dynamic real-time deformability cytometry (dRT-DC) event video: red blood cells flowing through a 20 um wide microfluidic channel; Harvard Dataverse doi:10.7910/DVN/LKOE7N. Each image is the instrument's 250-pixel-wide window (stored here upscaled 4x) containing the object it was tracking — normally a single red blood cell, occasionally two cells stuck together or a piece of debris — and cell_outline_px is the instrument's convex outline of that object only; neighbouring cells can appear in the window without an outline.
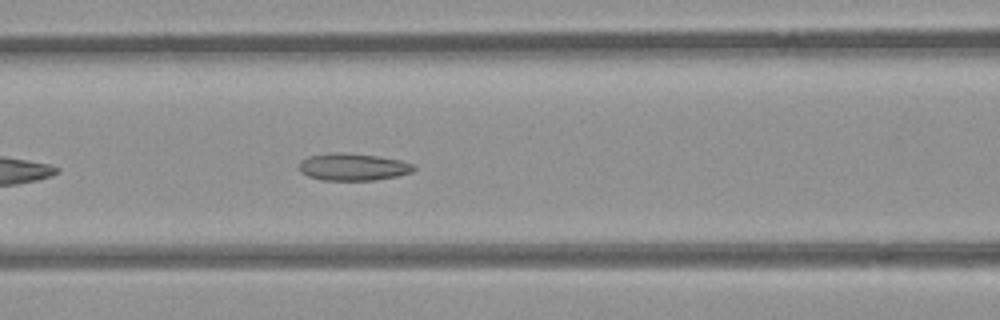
{"species": "common noctule bat (a hibernating species)", "species_latin": "Nyctalus noctula", "temperature_condition": "room temperature", "stored_images_in_passage": 39, "camera_frame_rate_fps": 3000, "um_per_image_px": 0.085, "animal": {"sex": "female", "body_mass_g": 21.9}, "frame": {"image": 1, "passage_image": 9, "time_ms": 2.667, "image_size_px": [1000, 320], "cell_outline_px": [[416, 168], [412, 172], [396, 176], [372, 180], [320, 180], [308, 176], [300, 172], [300, 160], [308, 156], [328, 152], [344, 152], [376, 156], [400, 160], [412, 164]], "centroid_in_image_um": [29.96, 14.18], "position_along_channel_um": 136.6, "area_um2": 18.21}}
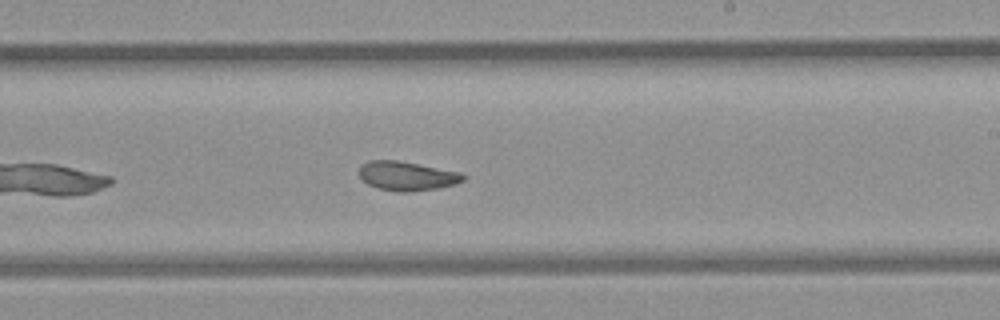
{"frame": {"image": 2, "passage_image": 18, "time_ms": 5.667, "image_size_px": [1000, 320], "cell_outline_px": [[464, 180], [440, 188], [408, 192], [396, 192], [380, 188], [368, 184], [360, 176], [360, 168], [368, 160], [396, 160], [460, 172], [464, 176]], "centroid_in_image_um": [34.58, 14.96], "position_along_channel_um": 254.4, "area_um2": 17.34}}
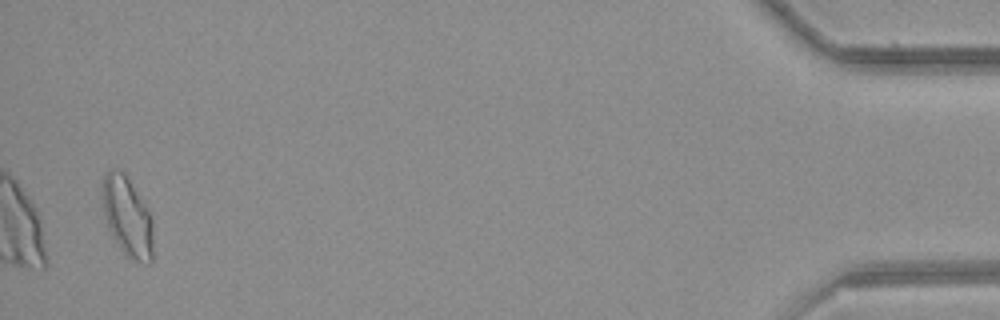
{"frame": {"image": 3, "passage_image": 38, "time_ms": 12.333, "image_size_px": [1000, 320], "cell_outline_px": [[152, 264], [148, 264], [132, 260], [124, 256], [112, 236], [108, 228], [104, 212], [100, 188], [100, 184], [104, 176], [112, 168], [120, 168], [124, 172], [144, 204], [152, 220]], "centroid_in_image_um": [10.79, 18.43], "position_along_channel_um": 424.4, "area_um2": 23.81}, "authors_computed_cell_mechanics": {"area_um2": 18.6116, "velocity_mm_per_s": 3.9356, "shape_relaxation_time_tau1_ms": 7.2893, "shape_relaxation_time_tau2_ms": 2.4898, "deformation_change_tau1": 0.1622, "deformation_change_tau2": 0.0862}}